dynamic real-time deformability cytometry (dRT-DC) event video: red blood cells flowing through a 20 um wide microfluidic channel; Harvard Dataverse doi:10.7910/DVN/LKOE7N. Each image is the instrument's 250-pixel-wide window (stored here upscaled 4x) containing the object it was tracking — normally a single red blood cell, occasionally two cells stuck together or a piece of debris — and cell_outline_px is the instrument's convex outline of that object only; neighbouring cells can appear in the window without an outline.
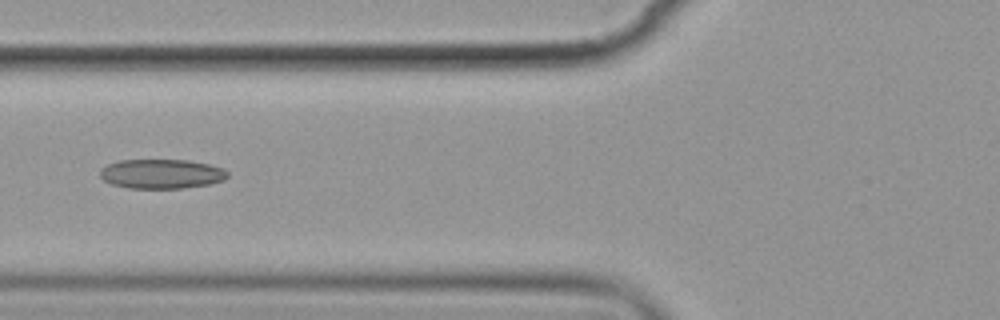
{"species": "common noctule bat (a hibernating species)", "species_latin": "Nyctalus noctula", "temperature_condition": "cold", "stored_images_in_passage": 10, "camera_frame_rate_fps": 3000, "um_per_image_px": 0.085, "animal": {"sex": "female", "body_mass_g": 19.9}, "frame": {"image": 1, "passage_image": 7, "time_ms": 7.0, "image_size_px": [1000, 320], "cell_outline_px": [[228, 176], [224, 180], [208, 184], [184, 188], [128, 188], [112, 184], [104, 180], [100, 176], [100, 168], [108, 164], [120, 160], [188, 160], [208, 164], [224, 168], [228, 172]], "centroid_in_image_um": [13.73, 14.77], "position_along_channel_um": 112.1, "area_um2": 21.91}}
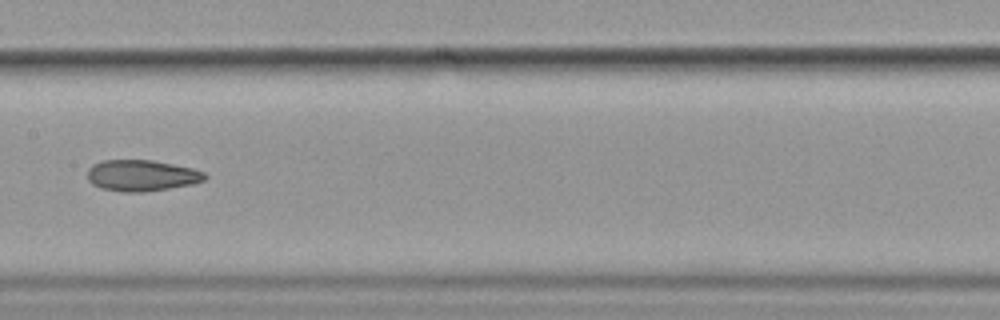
{"frame": {"image": 2, "passage_image": 9, "time_ms": 9.333, "image_size_px": [1000, 320], "cell_outline_px": [[208, 176], [204, 180], [192, 184], [168, 188], [140, 192], [124, 192], [100, 188], [92, 184], [88, 180], [88, 168], [92, 164], [104, 160], [152, 160], [192, 168], [204, 172]], "centroid_in_image_um": [12.02, 14.91], "position_along_channel_um": 195.4, "area_um2": 21.27}}
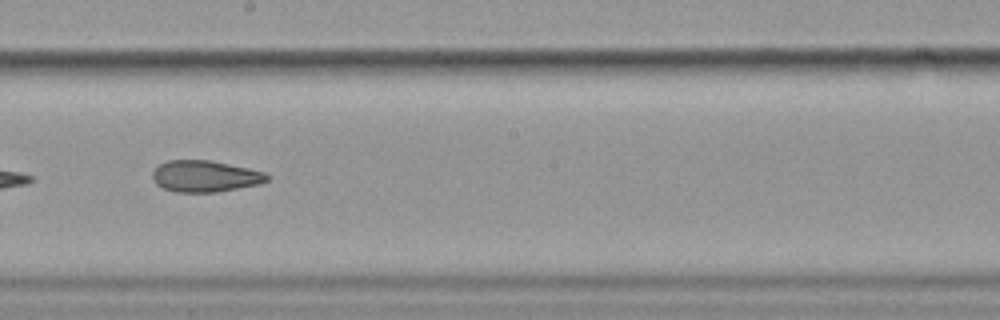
{"frame": {"image": 3, "passage_image": 10, "time_ms": 10.333, "image_size_px": [1000, 320], "cell_outline_px": [[268, 180], [260, 184], [216, 192], [176, 192], [164, 188], [156, 184], [152, 176], [152, 172], [160, 164], [168, 160], [208, 160], [248, 168], [264, 172], [268, 176]], "centroid_in_image_um": [17.42, 14.98], "position_along_channel_um": 230.8, "area_um2": 20.81}}